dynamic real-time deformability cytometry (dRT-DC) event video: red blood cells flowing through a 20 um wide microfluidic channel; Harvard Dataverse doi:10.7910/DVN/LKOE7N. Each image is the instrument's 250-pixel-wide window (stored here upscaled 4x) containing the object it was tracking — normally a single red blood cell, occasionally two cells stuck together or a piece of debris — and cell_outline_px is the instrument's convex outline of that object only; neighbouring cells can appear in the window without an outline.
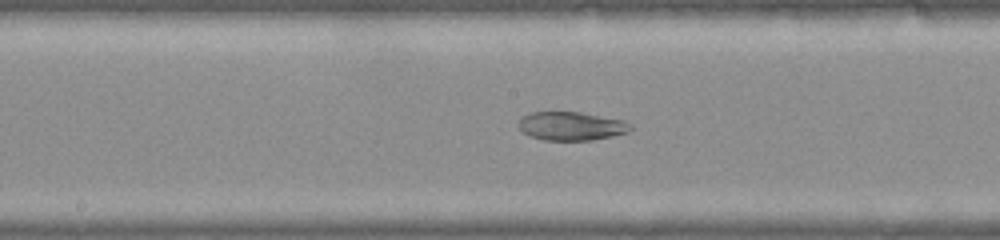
{"species": "common noctule bat (a hibernating species)", "species_latin": "Nyctalus noctula", "temperature_condition": "warm", "stored_images_in_passage": 40, "camera_frame_rate_fps": 3000, "um_per_image_px": 0.085, "animal": {"sex": "female", "body_mass_g": 22.0, "forearm_length_mm": 56.7}, "frame": {"image": 1, "passage_image": 21, "time_ms": 6.667, "image_size_px": [1000, 240], "cell_outline_px": [[632, 128], [628, 132], [612, 136], [592, 140], [544, 140], [528, 136], [520, 128], [520, 120], [524, 116], [532, 112], [580, 112], [624, 120], [632, 124]], "centroid_in_image_um": [48.6, 10.72], "position_along_channel_um": 199.6, "area_um2": 18.55}}
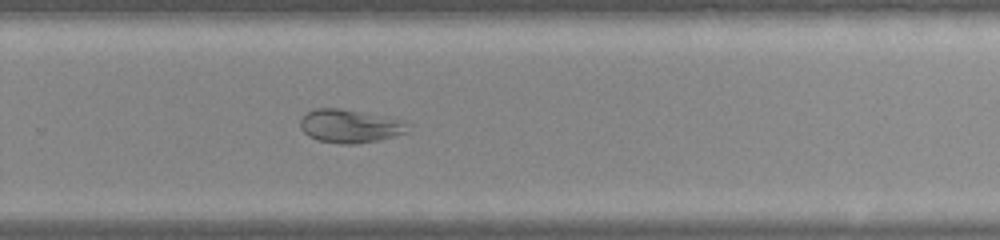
{"frame": {"image": 2, "passage_image": 27, "time_ms": 8.667, "image_size_px": [1000, 240], "cell_outline_px": [[408, 132], [376, 140], [356, 144], [340, 144], [316, 140], [308, 136], [300, 128], [300, 120], [308, 112], [316, 108], [340, 108], [404, 120]], "centroid_in_image_um": [29.69, 10.72], "position_along_channel_um": 300.1, "area_um2": 20.69}}
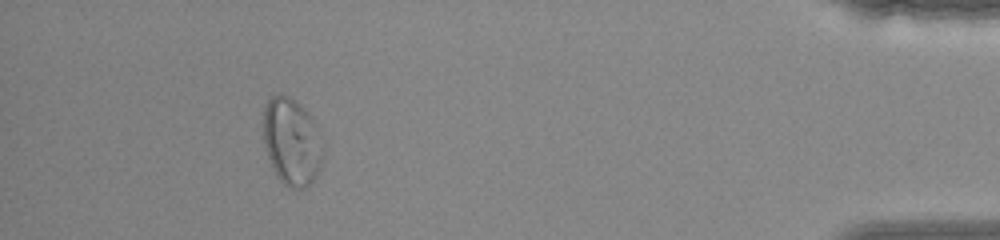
{"frame": {"image": 3, "passage_image": 37, "time_ms": 12.0, "image_size_px": [1000, 240], "cell_outline_px": [[320, 168], [316, 176], [304, 188], [292, 188], [284, 184], [276, 176], [272, 168], [264, 144], [264, 108], [268, 100], [272, 96], [280, 92], [288, 96], [300, 104], [312, 116], [316, 124], [320, 152]], "centroid_in_image_um": [24.75, 12.01], "position_along_channel_um": 410.4, "area_um2": 29.82}}